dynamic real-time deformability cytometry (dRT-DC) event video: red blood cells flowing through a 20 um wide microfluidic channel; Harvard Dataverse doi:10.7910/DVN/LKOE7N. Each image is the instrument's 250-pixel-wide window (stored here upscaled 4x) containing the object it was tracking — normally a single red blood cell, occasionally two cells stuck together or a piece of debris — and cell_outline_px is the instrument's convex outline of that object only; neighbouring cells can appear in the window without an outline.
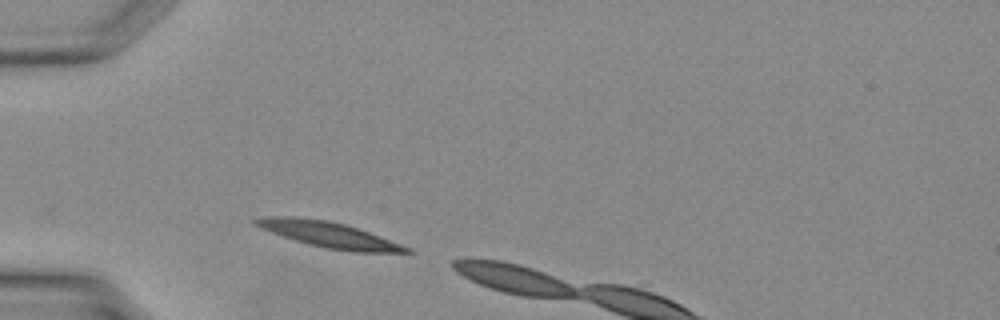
{"species": "Egyptian fruit bat (a non-hibernating species)", "species_latin": "Rousettus aegyptiacus", "temperature_condition": "warm", "stored_images_in_passage": 3, "camera_frame_rate_fps": 3000, "um_per_image_px": 0.085, "animal": {"sex": "female"}, "frame": {"image": 1, "passage_image": 1, "time_ms": 0.0, "image_size_px": [1000, 320], "cell_outline_px": [[412, 252], [352, 252], [324, 248], [308, 244], [260, 228], [252, 224], [252, 220], [268, 216], [296, 216], [328, 220], [344, 224], [368, 232], [400, 244], [408, 248]], "centroid_in_image_um": [27.87, 19.93], "position_along_channel_um": 57.1, "area_um2": 22.2}}